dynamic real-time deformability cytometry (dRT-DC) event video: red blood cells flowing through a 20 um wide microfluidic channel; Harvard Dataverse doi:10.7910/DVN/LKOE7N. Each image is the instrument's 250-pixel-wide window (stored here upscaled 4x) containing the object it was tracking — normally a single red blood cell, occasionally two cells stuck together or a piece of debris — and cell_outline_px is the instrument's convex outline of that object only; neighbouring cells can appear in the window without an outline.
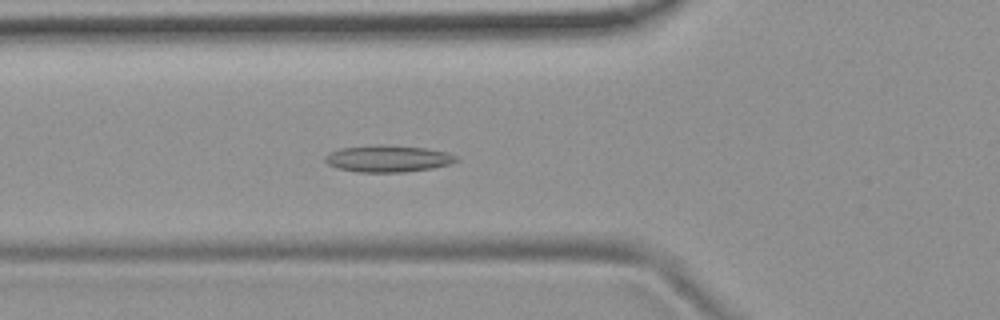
{"species": "common noctule bat (a hibernating species)", "species_latin": "Nyctalus noctula", "temperature_condition": "room temperature", "stored_images_in_passage": 46, "camera_frame_rate_fps": 3000, "um_per_image_px": 0.085, "animal": {"sex": "female", "body_mass_g": 19.9}, "frame": {"image": 1, "passage_image": 11, "time_ms": 3.333, "image_size_px": [1000, 320], "cell_outline_px": [[460, 160], [448, 164], [432, 168], [404, 172], [356, 172], [336, 168], [328, 164], [324, 160], [324, 156], [328, 152], [340, 148], [376, 144], [380, 144], [424, 148], [444, 152], [456, 156]], "centroid_in_image_um": [32.9, 13.48], "position_along_channel_um": 92.9, "area_um2": 20.52}}
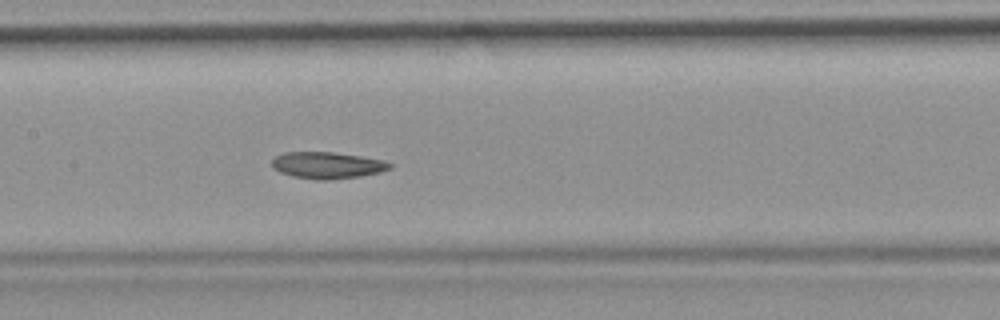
{"frame": {"image": 2, "passage_image": 18, "time_ms": 5.667, "image_size_px": [1000, 320], "cell_outline_px": [[392, 168], [380, 172], [360, 176], [328, 180], [316, 180], [292, 176], [280, 172], [272, 168], [272, 160], [276, 156], [284, 152], [332, 152], [360, 156], [384, 160], [392, 164]], "centroid_in_image_um": [27.81, 14.05], "position_along_channel_um": 179.6, "area_um2": 18.32}}
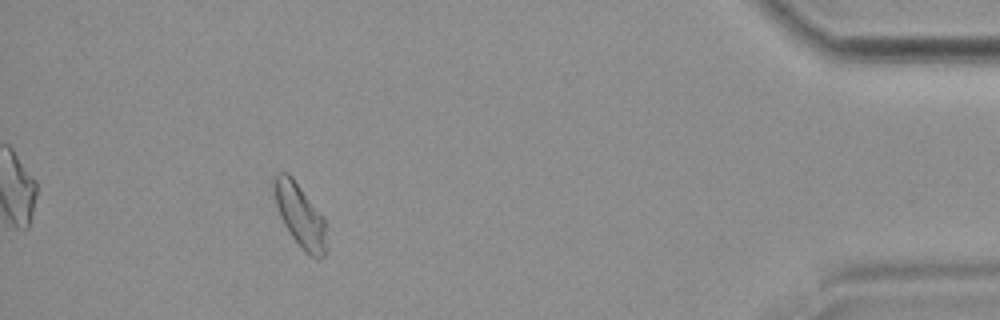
{"frame": {"image": 3, "passage_image": 41, "time_ms": 13.333, "image_size_px": [1000, 320], "cell_outline_px": [[324, 256], [316, 260], [304, 252], [292, 236], [284, 224], [280, 216], [276, 204], [272, 180], [272, 176], [276, 172], [288, 172], [292, 176], [324, 216]], "centroid_in_image_um": [25.46, 18.25], "position_along_channel_um": 409.7, "area_um2": 19.25}, "authors_computed_cell_mechanics": {"area_um2": 18.9006, "velocity_mm_per_s": 3.718, "shape_relaxation_time_tau1_ms": null, "shape_relaxation_time_tau2_ms": 4.58, "deformation_change_tau1": null, "deformation_change_tau2": 0.0839}}